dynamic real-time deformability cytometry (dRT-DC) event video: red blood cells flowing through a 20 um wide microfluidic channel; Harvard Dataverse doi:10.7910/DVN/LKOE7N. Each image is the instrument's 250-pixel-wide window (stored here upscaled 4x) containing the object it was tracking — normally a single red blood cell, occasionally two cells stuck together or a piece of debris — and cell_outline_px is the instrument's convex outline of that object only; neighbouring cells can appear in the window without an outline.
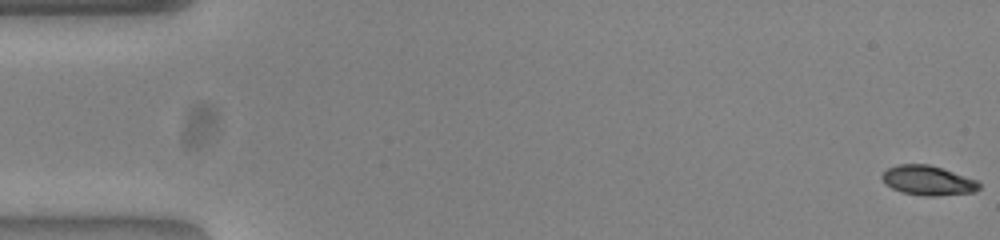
{"species": "common noctule bat (a hibernating species)", "species_latin": "Nyctalus noctula", "temperature_condition": "warm", "stored_images_in_passage": 53, "camera_frame_rate_fps": 3000, "um_per_image_px": 0.085, "animal": {"sex": "female", "body_mass_g": 23.0, "forearm_length_mm": 53.4}, "frame": {"image": 1, "passage_image": 1, "time_ms": 0.0, "image_size_px": [1000, 240], "cell_outline_px": [[980, 188], [976, 192], [936, 196], [924, 196], [900, 192], [884, 184], [880, 176], [888, 168], [896, 164], [928, 164], [976, 180], [980, 184]], "centroid_in_image_um": [78.83, 15.35], "position_along_channel_um": 6.2, "area_um2": 16.76}}
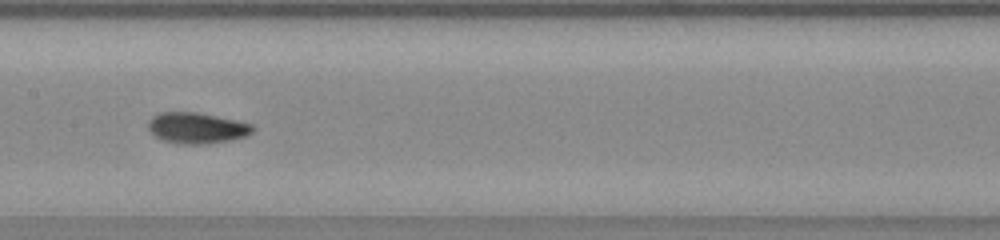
{"frame": {"image": 2, "passage_image": 27, "time_ms": 8.667, "image_size_px": [1000, 240], "cell_outline_px": [[256, 128], [248, 136], [228, 140], [204, 144], [180, 144], [164, 140], [156, 136], [148, 128], [148, 120], [152, 116], [160, 112], [196, 112], [236, 120], [252, 124]], "centroid_in_image_um": [16.74, 10.87], "position_along_channel_um": 190.7, "area_um2": 18.79}}
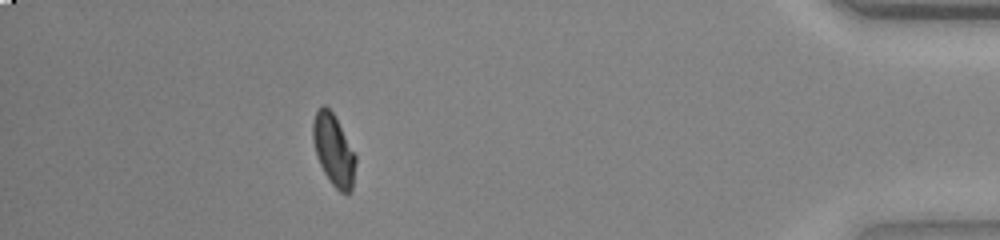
{"frame": {"image": 3, "passage_image": 48, "time_ms": 15.667, "image_size_px": [1000, 240], "cell_outline_px": [[356, 160], [352, 192], [340, 192], [332, 184], [324, 172], [316, 156], [312, 140], [312, 124], [316, 112], [324, 104], [332, 112], [356, 156]], "centroid_in_image_um": [28.34, 12.78], "position_along_channel_um": 406.9, "area_um2": 17.51}, "authors_computed_cell_mechanics": {"area_um2": 17.8024, "velocity_mm_per_s": 3.865, "shape_relaxation_time_tau1_ms": 4.0831, "shape_relaxation_time_tau2_ms": 1.1461, "deformation_change_tau1": 0.1369, "deformation_change_tau2": 0.0405}}